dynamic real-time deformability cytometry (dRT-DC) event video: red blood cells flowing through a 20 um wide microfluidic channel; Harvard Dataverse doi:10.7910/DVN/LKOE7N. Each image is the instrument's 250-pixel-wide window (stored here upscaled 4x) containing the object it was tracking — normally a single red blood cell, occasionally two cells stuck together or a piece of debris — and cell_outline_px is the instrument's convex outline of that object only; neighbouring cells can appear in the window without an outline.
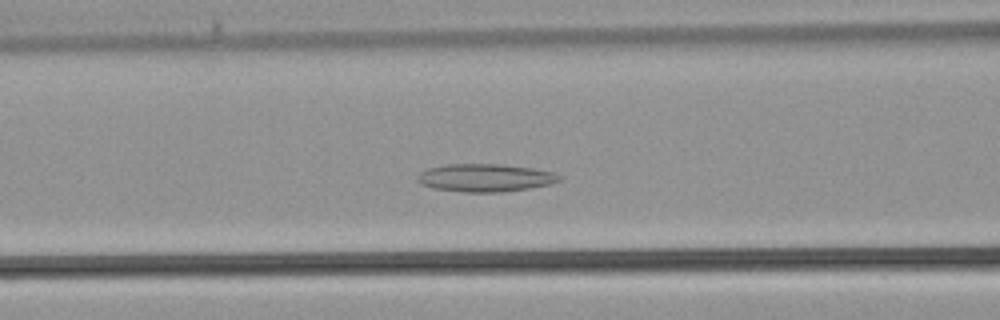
{"species": "common noctule bat (a hibernating species)", "species_latin": "Nyctalus noctula", "temperature_condition": "warm", "stored_images_in_passage": 35, "camera_frame_rate_fps": 3000, "um_per_image_px": 0.085, "animal": {"sex": "male", "body_mass_g": 21.5, "forearm_length_mm": 52.0}, "frame": {"image": 1, "passage_image": 12, "time_ms": 3.667, "image_size_px": [1000, 320], "cell_outline_px": [[560, 180], [548, 184], [528, 188], [500, 192], [464, 192], [432, 188], [420, 184], [416, 180], [416, 176], [420, 172], [428, 168], [444, 164], [504, 164], [532, 168], [552, 172], [560, 176]], "centroid_in_image_um": [41.16, 15.1], "position_along_channel_um": 125.4, "area_um2": 23.0}}
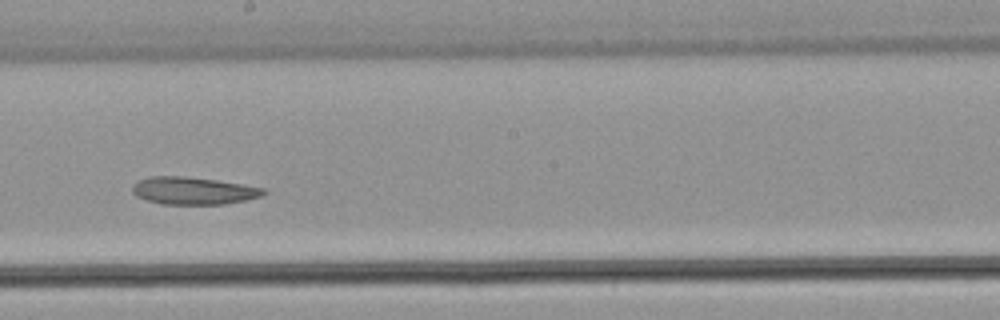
{"frame": {"image": 2, "passage_image": 18, "time_ms": 5.667, "image_size_px": [1000, 320], "cell_outline_px": [[268, 192], [260, 196], [248, 200], [224, 204], [160, 204], [136, 196], [132, 192], [132, 184], [140, 180], [152, 176], [184, 176], [216, 180], [264, 188]], "centroid_in_image_um": [16.43, 16.21], "position_along_channel_um": 231.8, "area_um2": 20.92}}
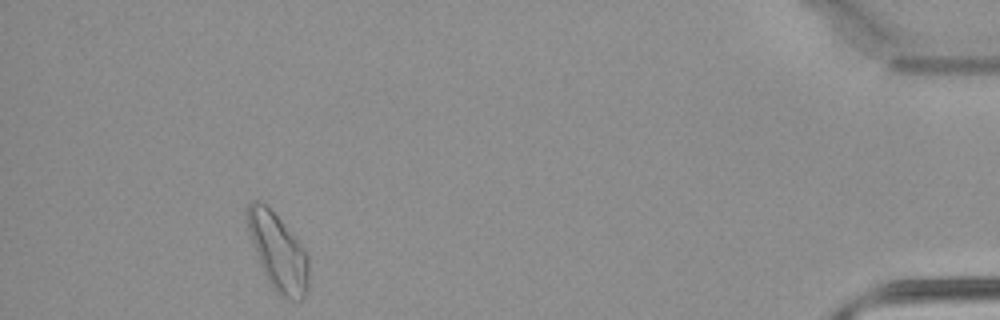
{"frame": {"image": 3, "passage_image": 32, "time_ms": 10.333, "image_size_px": [1000, 320], "cell_outline_px": [[308, 292], [300, 300], [288, 300], [280, 296], [276, 292], [268, 280], [260, 264], [248, 228], [244, 212], [248, 204], [252, 200], [260, 200], [280, 220], [304, 248], [308, 256]], "centroid_in_image_um": [23.63, 21.43], "position_along_channel_um": 411.6, "area_um2": 27.17}}